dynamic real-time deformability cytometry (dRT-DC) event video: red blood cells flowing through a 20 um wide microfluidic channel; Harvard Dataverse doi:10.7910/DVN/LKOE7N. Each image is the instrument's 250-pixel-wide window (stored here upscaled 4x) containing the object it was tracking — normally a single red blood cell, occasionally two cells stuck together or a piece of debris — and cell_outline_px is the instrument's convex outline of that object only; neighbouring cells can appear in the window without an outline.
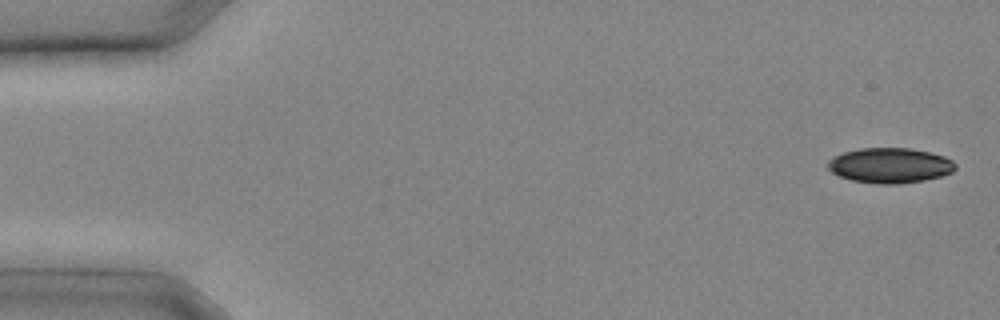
{"species": "common noctule bat (a hibernating species)", "species_latin": "Nyctalus noctula", "temperature_condition": "cold", "stored_images_in_passage": 16, "camera_frame_rate_fps": 3000, "um_per_image_px": 0.085, "animal": {"sex": "male", "body_mass_g": 20.4}, "frame": {"image": 1, "passage_image": 1, "time_ms": 0.0, "image_size_px": [1000, 320], "cell_outline_px": [[956, 168], [952, 172], [940, 176], [924, 180], [896, 184], [880, 184], [852, 180], [840, 176], [832, 172], [828, 168], [828, 160], [832, 156], [844, 152], [860, 148], [912, 148], [944, 156], [952, 160], [956, 164]], "centroid_in_image_um": [75.64, 14.05], "position_along_channel_um": 9.4, "area_um2": 26.07}}
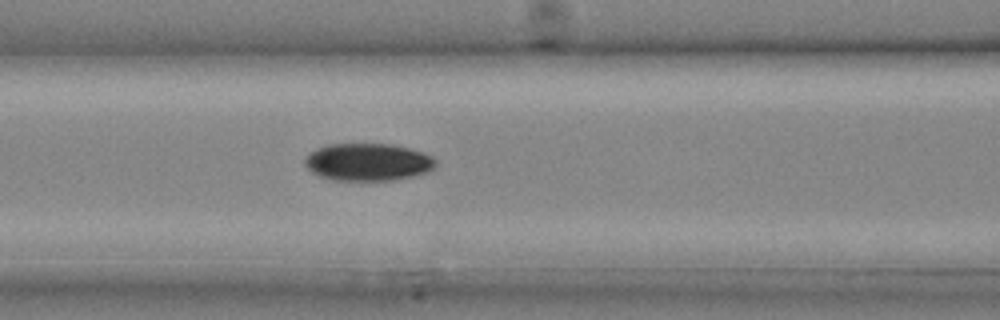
{"frame": {"image": 2, "passage_image": 11, "time_ms": 3.333, "image_size_px": [1000, 320], "cell_outline_px": [[436, 164], [428, 172], [412, 176], [392, 180], [332, 180], [320, 176], [312, 172], [304, 164], [304, 160], [308, 152], [316, 148], [328, 144], [392, 144], [424, 152], [432, 156], [436, 160]], "centroid_in_image_um": [31.25, 13.77], "position_along_channel_um": 135.3, "area_um2": 28.67}}
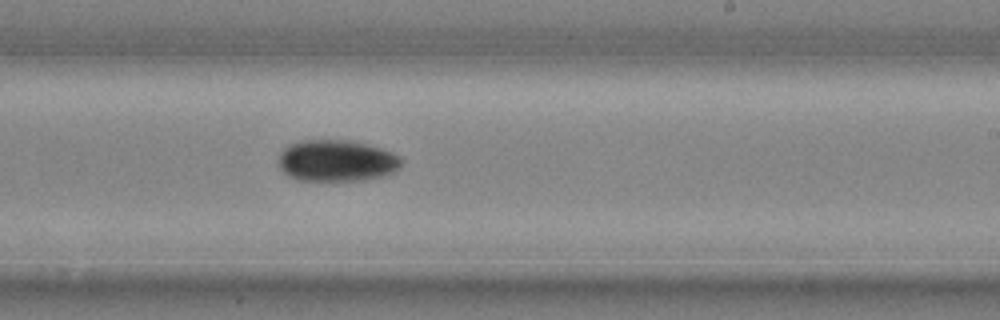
{"frame": {"image": 3, "passage_image": 16, "time_ms": 5.0, "image_size_px": [1000, 320], "cell_outline_px": [[404, 160], [400, 168], [396, 172], [388, 176], [364, 180], [296, 180], [288, 176], [280, 168], [280, 152], [288, 144], [300, 140], [344, 140], [368, 144], [392, 152], [400, 156]], "centroid_in_image_um": [28.67, 13.67], "position_along_channel_um": 260.3, "area_um2": 30.11}}